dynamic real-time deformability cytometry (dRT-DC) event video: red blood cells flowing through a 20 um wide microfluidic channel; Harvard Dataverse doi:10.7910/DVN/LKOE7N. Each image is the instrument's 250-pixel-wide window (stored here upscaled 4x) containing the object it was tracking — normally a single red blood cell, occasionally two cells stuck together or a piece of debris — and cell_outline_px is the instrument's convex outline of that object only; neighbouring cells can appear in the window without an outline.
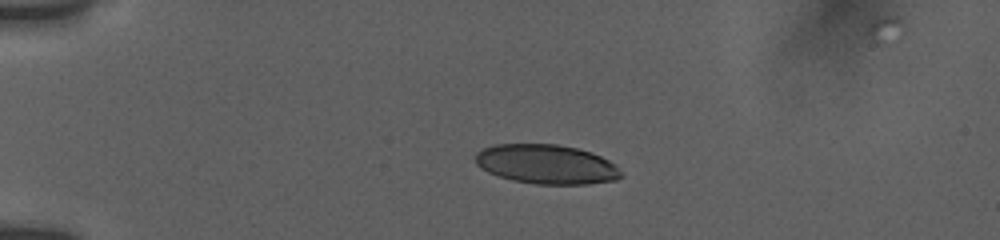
{"species": "human", "species_latin": "Homo sapiens", "temperature_condition": "room temperature", "stored_images_in_passage": 50, "camera_frame_rate_fps": 3000, "um_per_image_px": 0.085, "donor": {"sex": "female"}, "frame": {"image": 1, "passage_image": 1, "time_ms": 0.0, "image_size_px": [1000, 240], "cell_outline_px": [[624, 176], [616, 180], [588, 184], [536, 184], [512, 180], [488, 172], [480, 168], [476, 164], [476, 152], [480, 148], [496, 144], [556, 144], [576, 148], [592, 152], [616, 164]], "centroid_in_image_um": [46.45, 13.96], "position_along_channel_um": 38.5, "area_um2": 33.64}}
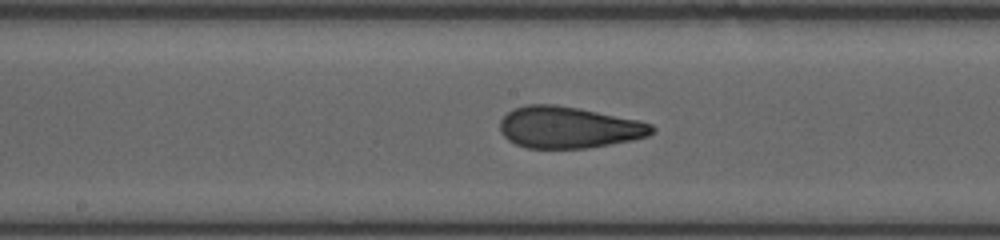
{"frame": {"image": 2, "passage_image": 18, "time_ms": 5.667, "image_size_px": [1000, 240], "cell_outline_px": [[656, 128], [648, 136], [632, 140], [588, 148], [528, 148], [516, 144], [508, 140], [500, 132], [500, 120], [512, 108], [528, 104], [556, 104], [580, 108], [640, 120], [652, 124]], "centroid_in_image_um": [48.34, 10.82], "position_along_channel_um": 199.9, "area_um2": 37.05}}
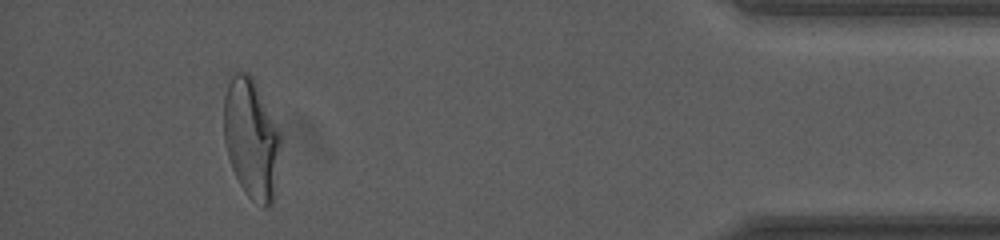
{"frame": {"image": 3, "passage_image": 43, "time_ms": 12.667, "image_size_px": [1000, 240], "cell_outline_px": [[280, 144], [272, 204], [268, 208], [264, 208], [252, 200], [244, 192], [232, 168], [228, 156], [224, 140], [224, 96], [228, 72], [248, 72], [252, 76], [280, 132]], "centroid_in_image_um": [21.32, 11.73], "position_along_channel_um": 413.9, "area_um2": 39.59}}